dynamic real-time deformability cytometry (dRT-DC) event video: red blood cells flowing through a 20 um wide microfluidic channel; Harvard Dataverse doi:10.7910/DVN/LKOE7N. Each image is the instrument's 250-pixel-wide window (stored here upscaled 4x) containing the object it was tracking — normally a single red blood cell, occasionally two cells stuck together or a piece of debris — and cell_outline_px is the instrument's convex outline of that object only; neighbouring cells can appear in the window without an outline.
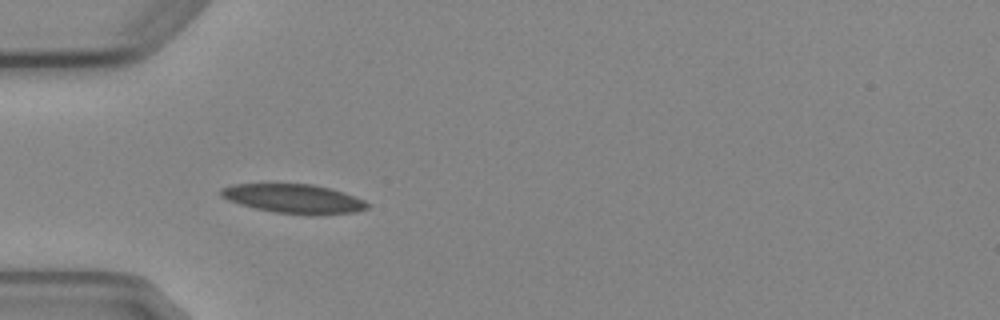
{"species": "Egyptian fruit bat (a non-hibernating species)", "species_latin": "Rousettus aegyptiacus", "temperature_condition": "cold", "stored_images_in_passage": 4, "camera_frame_rate_fps": 3000, "um_per_image_px": 0.085, "animal": {"sex": "female"}, "frame": {"image": 1, "passage_image": 3, "time_ms": 2.667, "image_size_px": [1000, 320], "cell_outline_px": [[368, 208], [356, 212], [312, 216], [276, 212], [256, 208], [240, 204], [228, 200], [220, 196], [220, 188], [232, 184], [312, 184], [344, 192], [364, 200], [368, 204]], "centroid_in_image_um": [24.97, 16.9], "position_along_channel_um": 60.0, "area_um2": 24.91}}
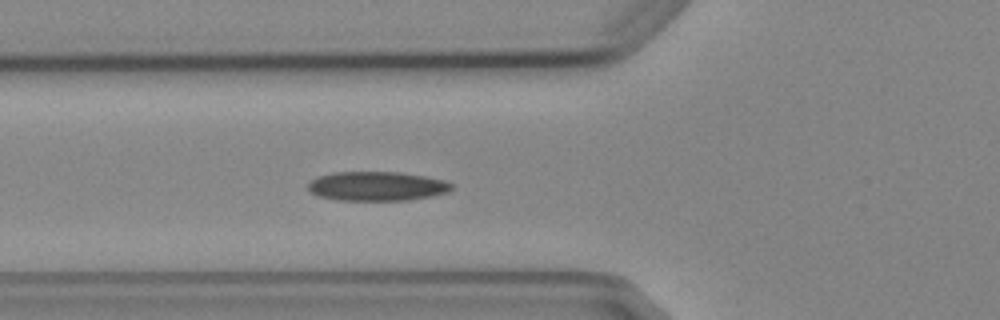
{"frame": {"image": 2, "passage_image": 4, "time_ms": 3.667, "image_size_px": [1000, 320], "cell_outline_px": [[452, 188], [448, 192], [432, 196], [408, 200], [336, 200], [316, 196], [308, 188], [308, 184], [316, 176], [332, 172], [400, 172], [424, 176], [444, 180], [452, 184]], "centroid_in_image_um": [32.01, 15.82], "position_along_channel_um": 93.8, "area_um2": 24.57}}